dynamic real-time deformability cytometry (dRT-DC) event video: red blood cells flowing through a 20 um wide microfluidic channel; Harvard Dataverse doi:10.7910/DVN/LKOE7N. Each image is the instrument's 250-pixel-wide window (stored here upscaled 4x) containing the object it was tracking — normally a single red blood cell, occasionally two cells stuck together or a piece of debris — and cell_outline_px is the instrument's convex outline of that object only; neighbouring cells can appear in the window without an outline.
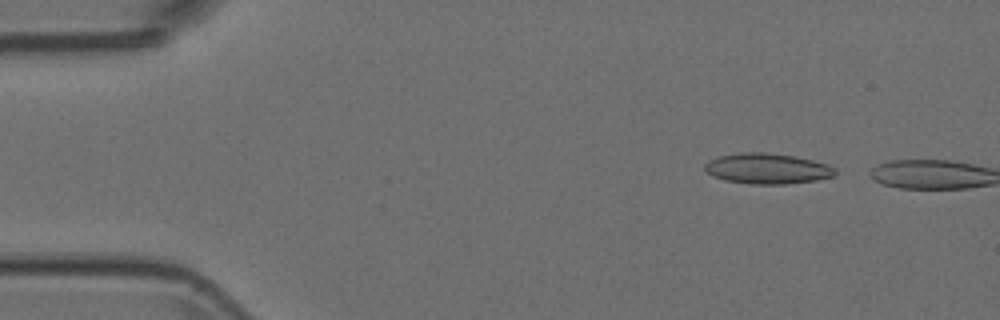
{"species": "Egyptian fruit bat (a non-hibernating species)", "species_latin": "Rousettus aegyptiacus", "temperature_condition": "room temperature", "stored_images_in_passage": 10, "camera_frame_rate_fps": 3000, "um_per_image_px": 0.085, "animal": {"sex": "female"}, "frame": {"image": 1, "passage_image": 4, "time_ms": 1.0, "image_size_px": [1000, 320], "cell_outline_px": [[836, 176], [816, 180], [784, 184], [748, 184], [724, 180], [712, 176], [704, 168], [704, 164], [708, 160], [720, 156], [740, 152], [768, 152], [796, 156], [828, 164], [836, 168]], "centroid_in_image_um": [65.23, 14.32], "position_along_channel_um": 19.8, "area_um2": 23.47}}